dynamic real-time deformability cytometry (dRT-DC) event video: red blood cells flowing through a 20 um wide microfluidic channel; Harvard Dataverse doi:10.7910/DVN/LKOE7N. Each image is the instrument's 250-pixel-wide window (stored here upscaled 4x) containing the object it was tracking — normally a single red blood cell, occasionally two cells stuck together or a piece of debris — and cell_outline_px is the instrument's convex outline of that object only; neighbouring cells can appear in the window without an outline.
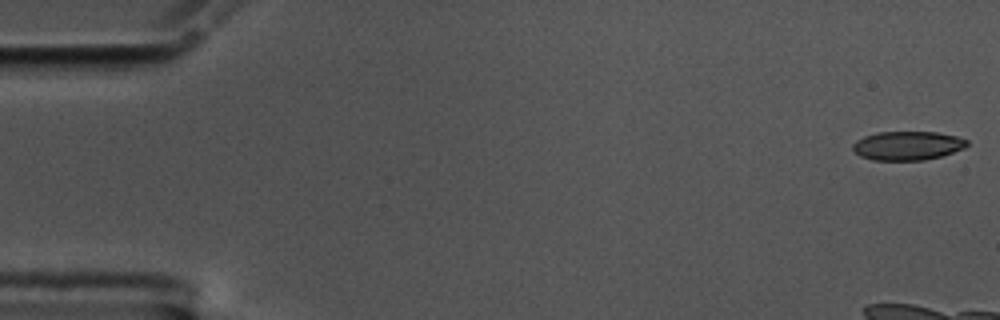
{"species": "common noctule bat (a hibernating species)", "species_latin": "Nyctalus noctula", "temperature_condition": "cold", "stored_images_in_passage": 10, "camera_frame_rate_fps": 3000, "um_per_image_px": 0.085, "animal": {"sex": "male", "body_mass_g": 17.5, "forearm_length_mm": 52.3}, "frame": {"image": 1, "passage_image": 1, "time_ms": 0.0, "image_size_px": [1000, 320], "cell_outline_px": [[968, 144], [964, 148], [940, 156], [924, 160], [872, 160], [860, 156], [852, 148], [852, 144], [856, 140], [864, 136], [876, 132], [936, 132], [956, 136], [968, 140]], "centroid_in_image_um": [77.11, 12.37], "position_along_channel_um": 7.9, "area_um2": 19.19}}